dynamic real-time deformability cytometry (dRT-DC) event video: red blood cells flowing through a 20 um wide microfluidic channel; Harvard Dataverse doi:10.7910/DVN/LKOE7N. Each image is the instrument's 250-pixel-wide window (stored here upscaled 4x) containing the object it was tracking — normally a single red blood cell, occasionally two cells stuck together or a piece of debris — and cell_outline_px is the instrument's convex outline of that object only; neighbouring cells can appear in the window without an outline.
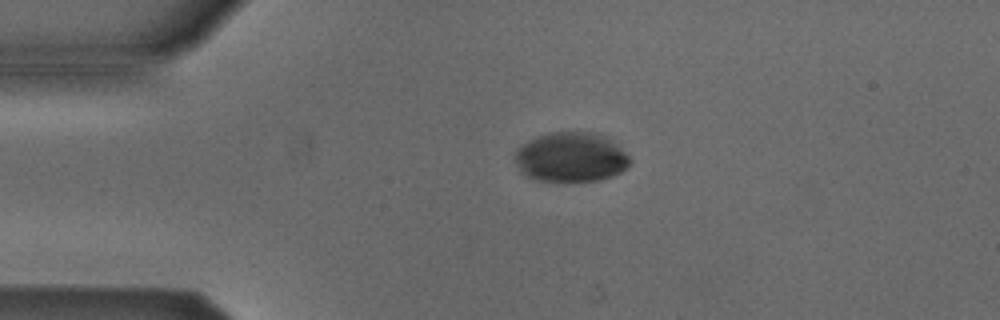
{"species": "Egyptian fruit bat (a non-hibernating species)", "species_latin": "Rousettus aegyptiacus", "temperature_condition": "cold", "stored_images_in_passage": 1, "camera_frame_rate_fps": 3000, "um_per_image_px": 0.085, "animal": {"sex": "male"}, "frame": {"image": 1, "passage_image": 1, "time_ms": 0.0, "image_size_px": [1000, 320], "cell_outline_px": [[632, 160], [628, 168], [612, 176], [600, 180], [536, 180], [524, 176], [520, 172], [512, 156], [516, 148], [520, 144], [528, 140], [552, 132], [592, 132], [604, 136], [620, 148]], "centroid_in_image_um": [48.47, 13.36], "position_along_channel_um": 36.5, "area_um2": 33.29}}